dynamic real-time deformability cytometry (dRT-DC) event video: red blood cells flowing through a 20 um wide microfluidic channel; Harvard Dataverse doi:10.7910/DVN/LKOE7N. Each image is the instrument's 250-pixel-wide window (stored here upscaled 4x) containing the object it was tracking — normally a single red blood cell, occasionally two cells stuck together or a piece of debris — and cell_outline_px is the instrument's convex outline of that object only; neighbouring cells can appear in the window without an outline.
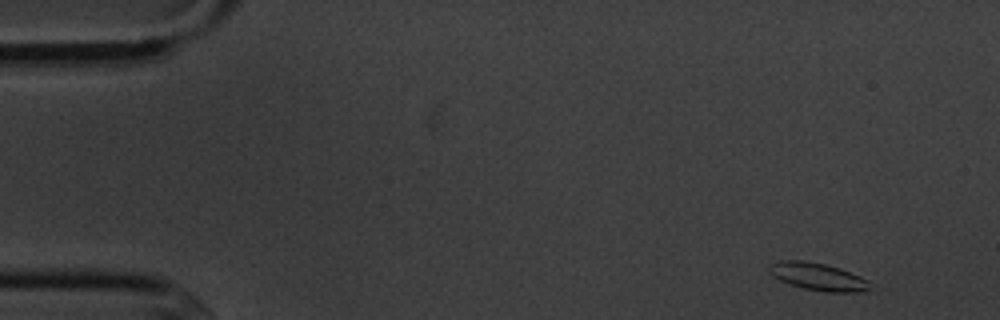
{"species": "common noctule bat (a hibernating species)", "species_latin": "Nyctalus noctula", "temperature_condition": "cold", "stored_images_in_passage": 4, "camera_frame_rate_fps": 3000, "um_per_image_px": 0.085, "animal": {"sex": "male", "body_mass_g": 20.1, "forearm_length_mm": 53.5}, "frame": {"image": 1, "passage_image": 1, "time_ms": 0.0, "image_size_px": [1000, 320], "cell_outline_px": [[872, 288], [860, 292], [824, 292], [804, 288], [788, 284], [780, 280], [768, 268], [772, 264], [784, 260], [800, 260], [824, 264], [840, 268], [860, 276], [868, 280]], "centroid_in_image_um": [69.59, 23.53], "position_along_channel_um": 15.4, "area_um2": 15.9}}